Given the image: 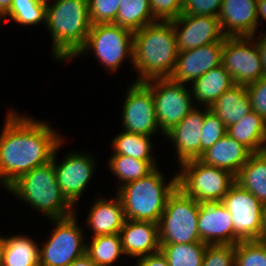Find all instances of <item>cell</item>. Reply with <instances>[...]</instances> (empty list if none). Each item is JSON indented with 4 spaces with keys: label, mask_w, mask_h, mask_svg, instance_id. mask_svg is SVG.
Wrapping results in <instances>:
<instances>
[{
    "label": "cell",
    "mask_w": 266,
    "mask_h": 266,
    "mask_svg": "<svg viewBox=\"0 0 266 266\" xmlns=\"http://www.w3.org/2000/svg\"><path fill=\"white\" fill-rule=\"evenodd\" d=\"M258 21L262 18L264 21L266 20V0H258Z\"/></svg>",
    "instance_id": "cell-46"
},
{
    "label": "cell",
    "mask_w": 266,
    "mask_h": 266,
    "mask_svg": "<svg viewBox=\"0 0 266 266\" xmlns=\"http://www.w3.org/2000/svg\"><path fill=\"white\" fill-rule=\"evenodd\" d=\"M86 244V254L98 266H110L123 254L120 234H108L93 237Z\"/></svg>",
    "instance_id": "cell-31"
},
{
    "label": "cell",
    "mask_w": 266,
    "mask_h": 266,
    "mask_svg": "<svg viewBox=\"0 0 266 266\" xmlns=\"http://www.w3.org/2000/svg\"><path fill=\"white\" fill-rule=\"evenodd\" d=\"M87 224L93 231V237L108 234H120L126 221L122 202L116 199H99L90 209Z\"/></svg>",
    "instance_id": "cell-22"
},
{
    "label": "cell",
    "mask_w": 266,
    "mask_h": 266,
    "mask_svg": "<svg viewBox=\"0 0 266 266\" xmlns=\"http://www.w3.org/2000/svg\"><path fill=\"white\" fill-rule=\"evenodd\" d=\"M68 266H98L94 261H92L87 254L82 257L75 259Z\"/></svg>",
    "instance_id": "cell-43"
},
{
    "label": "cell",
    "mask_w": 266,
    "mask_h": 266,
    "mask_svg": "<svg viewBox=\"0 0 266 266\" xmlns=\"http://www.w3.org/2000/svg\"><path fill=\"white\" fill-rule=\"evenodd\" d=\"M202 266H235V245H207Z\"/></svg>",
    "instance_id": "cell-37"
},
{
    "label": "cell",
    "mask_w": 266,
    "mask_h": 266,
    "mask_svg": "<svg viewBox=\"0 0 266 266\" xmlns=\"http://www.w3.org/2000/svg\"><path fill=\"white\" fill-rule=\"evenodd\" d=\"M13 0H0V18H2L10 9Z\"/></svg>",
    "instance_id": "cell-45"
},
{
    "label": "cell",
    "mask_w": 266,
    "mask_h": 266,
    "mask_svg": "<svg viewBox=\"0 0 266 266\" xmlns=\"http://www.w3.org/2000/svg\"><path fill=\"white\" fill-rule=\"evenodd\" d=\"M90 49L102 65L113 72L126 56L133 62V32L114 23L91 25L85 45L75 56Z\"/></svg>",
    "instance_id": "cell-8"
},
{
    "label": "cell",
    "mask_w": 266,
    "mask_h": 266,
    "mask_svg": "<svg viewBox=\"0 0 266 266\" xmlns=\"http://www.w3.org/2000/svg\"><path fill=\"white\" fill-rule=\"evenodd\" d=\"M199 209L200 203L177 187L168 197L158 223L160 244L200 242Z\"/></svg>",
    "instance_id": "cell-6"
},
{
    "label": "cell",
    "mask_w": 266,
    "mask_h": 266,
    "mask_svg": "<svg viewBox=\"0 0 266 266\" xmlns=\"http://www.w3.org/2000/svg\"><path fill=\"white\" fill-rule=\"evenodd\" d=\"M4 248H5V237L0 235V266H2L3 262Z\"/></svg>",
    "instance_id": "cell-47"
},
{
    "label": "cell",
    "mask_w": 266,
    "mask_h": 266,
    "mask_svg": "<svg viewBox=\"0 0 266 266\" xmlns=\"http://www.w3.org/2000/svg\"><path fill=\"white\" fill-rule=\"evenodd\" d=\"M206 243L160 244V251L166 257L169 266H202Z\"/></svg>",
    "instance_id": "cell-30"
},
{
    "label": "cell",
    "mask_w": 266,
    "mask_h": 266,
    "mask_svg": "<svg viewBox=\"0 0 266 266\" xmlns=\"http://www.w3.org/2000/svg\"><path fill=\"white\" fill-rule=\"evenodd\" d=\"M226 134L227 128L225 127L224 123L212 110H210L209 107H207L206 115L202 125L201 156Z\"/></svg>",
    "instance_id": "cell-35"
},
{
    "label": "cell",
    "mask_w": 266,
    "mask_h": 266,
    "mask_svg": "<svg viewBox=\"0 0 266 266\" xmlns=\"http://www.w3.org/2000/svg\"><path fill=\"white\" fill-rule=\"evenodd\" d=\"M151 136L142 134H136L132 132L123 131L114 137L112 141V148H114V154L125 155L133 157L135 159L148 161L154 168L156 163L154 157L151 156L152 142H150Z\"/></svg>",
    "instance_id": "cell-29"
},
{
    "label": "cell",
    "mask_w": 266,
    "mask_h": 266,
    "mask_svg": "<svg viewBox=\"0 0 266 266\" xmlns=\"http://www.w3.org/2000/svg\"><path fill=\"white\" fill-rule=\"evenodd\" d=\"M7 189L52 221L75 214L57 183L52 161L20 176Z\"/></svg>",
    "instance_id": "cell-5"
},
{
    "label": "cell",
    "mask_w": 266,
    "mask_h": 266,
    "mask_svg": "<svg viewBox=\"0 0 266 266\" xmlns=\"http://www.w3.org/2000/svg\"><path fill=\"white\" fill-rule=\"evenodd\" d=\"M126 95L122 111L124 130L152 136L160 128L152 91L143 82H135Z\"/></svg>",
    "instance_id": "cell-13"
},
{
    "label": "cell",
    "mask_w": 266,
    "mask_h": 266,
    "mask_svg": "<svg viewBox=\"0 0 266 266\" xmlns=\"http://www.w3.org/2000/svg\"><path fill=\"white\" fill-rule=\"evenodd\" d=\"M200 239L206 244H233V220L222 202L200 203L198 212Z\"/></svg>",
    "instance_id": "cell-18"
},
{
    "label": "cell",
    "mask_w": 266,
    "mask_h": 266,
    "mask_svg": "<svg viewBox=\"0 0 266 266\" xmlns=\"http://www.w3.org/2000/svg\"><path fill=\"white\" fill-rule=\"evenodd\" d=\"M124 254L142 257L160 251L158 223L127 220L120 231Z\"/></svg>",
    "instance_id": "cell-20"
},
{
    "label": "cell",
    "mask_w": 266,
    "mask_h": 266,
    "mask_svg": "<svg viewBox=\"0 0 266 266\" xmlns=\"http://www.w3.org/2000/svg\"><path fill=\"white\" fill-rule=\"evenodd\" d=\"M254 36L225 37L221 64L237 85H248L264 76ZM254 41V42H253Z\"/></svg>",
    "instance_id": "cell-11"
},
{
    "label": "cell",
    "mask_w": 266,
    "mask_h": 266,
    "mask_svg": "<svg viewBox=\"0 0 266 266\" xmlns=\"http://www.w3.org/2000/svg\"><path fill=\"white\" fill-rule=\"evenodd\" d=\"M153 94L156 120L162 134L166 135L195 107L193 97L184 83L170 78H157L143 82Z\"/></svg>",
    "instance_id": "cell-9"
},
{
    "label": "cell",
    "mask_w": 266,
    "mask_h": 266,
    "mask_svg": "<svg viewBox=\"0 0 266 266\" xmlns=\"http://www.w3.org/2000/svg\"><path fill=\"white\" fill-rule=\"evenodd\" d=\"M261 38L256 40L260 56H261V61L263 65V70H264V76H266V34H262L260 36Z\"/></svg>",
    "instance_id": "cell-42"
},
{
    "label": "cell",
    "mask_w": 266,
    "mask_h": 266,
    "mask_svg": "<svg viewBox=\"0 0 266 266\" xmlns=\"http://www.w3.org/2000/svg\"><path fill=\"white\" fill-rule=\"evenodd\" d=\"M11 18L18 24L37 25L46 18V4L38 0H13L9 11L2 17Z\"/></svg>",
    "instance_id": "cell-33"
},
{
    "label": "cell",
    "mask_w": 266,
    "mask_h": 266,
    "mask_svg": "<svg viewBox=\"0 0 266 266\" xmlns=\"http://www.w3.org/2000/svg\"><path fill=\"white\" fill-rule=\"evenodd\" d=\"M159 22L133 32L132 64L140 75L136 82L169 78L175 68L178 51L173 24Z\"/></svg>",
    "instance_id": "cell-2"
},
{
    "label": "cell",
    "mask_w": 266,
    "mask_h": 266,
    "mask_svg": "<svg viewBox=\"0 0 266 266\" xmlns=\"http://www.w3.org/2000/svg\"><path fill=\"white\" fill-rule=\"evenodd\" d=\"M258 0H223L218 15L226 37L255 36Z\"/></svg>",
    "instance_id": "cell-17"
},
{
    "label": "cell",
    "mask_w": 266,
    "mask_h": 266,
    "mask_svg": "<svg viewBox=\"0 0 266 266\" xmlns=\"http://www.w3.org/2000/svg\"><path fill=\"white\" fill-rule=\"evenodd\" d=\"M246 89L250 97L252 111L266 121V76L246 85Z\"/></svg>",
    "instance_id": "cell-40"
},
{
    "label": "cell",
    "mask_w": 266,
    "mask_h": 266,
    "mask_svg": "<svg viewBox=\"0 0 266 266\" xmlns=\"http://www.w3.org/2000/svg\"><path fill=\"white\" fill-rule=\"evenodd\" d=\"M137 266H169L166 257L161 251L142 256L137 260Z\"/></svg>",
    "instance_id": "cell-41"
},
{
    "label": "cell",
    "mask_w": 266,
    "mask_h": 266,
    "mask_svg": "<svg viewBox=\"0 0 266 266\" xmlns=\"http://www.w3.org/2000/svg\"><path fill=\"white\" fill-rule=\"evenodd\" d=\"M155 168L146 177L121 184L118 193L127 220L159 223L168 197L178 187V175L164 185V176Z\"/></svg>",
    "instance_id": "cell-4"
},
{
    "label": "cell",
    "mask_w": 266,
    "mask_h": 266,
    "mask_svg": "<svg viewBox=\"0 0 266 266\" xmlns=\"http://www.w3.org/2000/svg\"><path fill=\"white\" fill-rule=\"evenodd\" d=\"M251 154L247 147L226 134L205 151L199 160L208 166L227 170L236 176Z\"/></svg>",
    "instance_id": "cell-21"
},
{
    "label": "cell",
    "mask_w": 266,
    "mask_h": 266,
    "mask_svg": "<svg viewBox=\"0 0 266 266\" xmlns=\"http://www.w3.org/2000/svg\"><path fill=\"white\" fill-rule=\"evenodd\" d=\"M222 203L232 216L233 244L242 240H257L261 229L262 202L235 182Z\"/></svg>",
    "instance_id": "cell-12"
},
{
    "label": "cell",
    "mask_w": 266,
    "mask_h": 266,
    "mask_svg": "<svg viewBox=\"0 0 266 266\" xmlns=\"http://www.w3.org/2000/svg\"><path fill=\"white\" fill-rule=\"evenodd\" d=\"M257 240L266 243V205L263 206L261 229Z\"/></svg>",
    "instance_id": "cell-44"
},
{
    "label": "cell",
    "mask_w": 266,
    "mask_h": 266,
    "mask_svg": "<svg viewBox=\"0 0 266 266\" xmlns=\"http://www.w3.org/2000/svg\"><path fill=\"white\" fill-rule=\"evenodd\" d=\"M204 112L194 108L165 136L172 140L178 155L180 164L201 157V134Z\"/></svg>",
    "instance_id": "cell-19"
},
{
    "label": "cell",
    "mask_w": 266,
    "mask_h": 266,
    "mask_svg": "<svg viewBox=\"0 0 266 266\" xmlns=\"http://www.w3.org/2000/svg\"><path fill=\"white\" fill-rule=\"evenodd\" d=\"M178 187L199 203L222 202L231 186L236 182L235 175L227 170L204 164L199 159L180 164Z\"/></svg>",
    "instance_id": "cell-7"
},
{
    "label": "cell",
    "mask_w": 266,
    "mask_h": 266,
    "mask_svg": "<svg viewBox=\"0 0 266 266\" xmlns=\"http://www.w3.org/2000/svg\"><path fill=\"white\" fill-rule=\"evenodd\" d=\"M122 0H88L91 25L114 23Z\"/></svg>",
    "instance_id": "cell-36"
},
{
    "label": "cell",
    "mask_w": 266,
    "mask_h": 266,
    "mask_svg": "<svg viewBox=\"0 0 266 266\" xmlns=\"http://www.w3.org/2000/svg\"><path fill=\"white\" fill-rule=\"evenodd\" d=\"M151 12L157 21H172L182 14L184 0H149Z\"/></svg>",
    "instance_id": "cell-38"
},
{
    "label": "cell",
    "mask_w": 266,
    "mask_h": 266,
    "mask_svg": "<svg viewBox=\"0 0 266 266\" xmlns=\"http://www.w3.org/2000/svg\"><path fill=\"white\" fill-rule=\"evenodd\" d=\"M45 24L53 39V55L69 60L85 45L91 28L88 0H56L46 4Z\"/></svg>",
    "instance_id": "cell-3"
},
{
    "label": "cell",
    "mask_w": 266,
    "mask_h": 266,
    "mask_svg": "<svg viewBox=\"0 0 266 266\" xmlns=\"http://www.w3.org/2000/svg\"><path fill=\"white\" fill-rule=\"evenodd\" d=\"M224 42H215L179 52L175 68L169 77L178 83L193 82L222 61Z\"/></svg>",
    "instance_id": "cell-16"
},
{
    "label": "cell",
    "mask_w": 266,
    "mask_h": 266,
    "mask_svg": "<svg viewBox=\"0 0 266 266\" xmlns=\"http://www.w3.org/2000/svg\"><path fill=\"white\" fill-rule=\"evenodd\" d=\"M38 1L43 2V3H45V4L48 3V1H46V0H38Z\"/></svg>",
    "instance_id": "cell-48"
},
{
    "label": "cell",
    "mask_w": 266,
    "mask_h": 266,
    "mask_svg": "<svg viewBox=\"0 0 266 266\" xmlns=\"http://www.w3.org/2000/svg\"><path fill=\"white\" fill-rule=\"evenodd\" d=\"M192 83L193 99L209 108L225 91L235 85L232 76L222 64L210 69Z\"/></svg>",
    "instance_id": "cell-24"
},
{
    "label": "cell",
    "mask_w": 266,
    "mask_h": 266,
    "mask_svg": "<svg viewBox=\"0 0 266 266\" xmlns=\"http://www.w3.org/2000/svg\"><path fill=\"white\" fill-rule=\"evenodd\" d=\"M39 248L38 244L27 236H7L2 266H39Z\"/></svg>",
    "instance_id": "cell-27"
},
{
    "label": "cell",
    "mask_w": 266,
    "mask_h": 266,
    "mask_svg": "<svg viewBox=\"0 0 266 266\" xmlns=\"http://www.w3.org/2000/svg\"><path fill=\"white\" fill-rule=\"evenodd\" d=\"M156 21L149 0H122L114 24L136 32Z\"/></svg>",
    "instance_id": "cell-28"
},
{
    "label": "cell",
    "mask_w": 266,
    "mask_h": 266,
    "mask_svg": "<svg viewBox=\"0 0 266 266\" xmlns=\"http://www.w3.org/2000/svg\"><path fill=\"white\" fill-rule=\"evenodd\" d=\"M235 266H266V243L242 240L235 244Z\"/></svg>",
    "instance_id": "cell-34"
},
{
    "label": "cell",
    "mask_w": 266,
    "mask_h": 266,
    "mask_svg": "<svg viewBox=\"0 0 266 266\" xmlns=\"http://www.w3.org/2000/svg\"><path fill=\"white\" fill-rule=\"evenodd\" d=\"M171 22L175 30L178 53L215 42H224L226 37L218 17L181 14Z\"/></svg>",
    "instance_id": "cell-15"
},
{
    "label": "cell",
    "mask_w": 266,
    "mask_h": 266,
    "mask_svg": "<svg viewBox=\"0 0 266 266\" xmlns=\"http://www.w3.org/2000/svg\"><path fill=\"white\" fill-rule=\"evenodd\" d=\"M46 122L10 111L0 134V182L7 189L20 176L49 163L63 141Z\"/></svg>",
    "instance_id": "cell-1"
},
{
    "label": "cell",
    "mask_w": 266,
    "mask_h": 266,
    "mask_svg": "<svg viewBox=\"0 0 266 266\" xmlns=\"http://www.w3.org/2000/svg\"><path fill=\"white\" fill-rule=\"evenodd\" d=\"M223 0H184L182 14L218 17Z\"/></svg>",
    "instance_id": "cell-39"
},
{
    "label": "cell",
    "mask_w": 266,
    "mask_h": 266,
    "mask_svg": "<svg viewBox=\"0 0 266 266\" xmlns=\"http://www.w3.org/2000/svg\"><path fill=\"white\" fill-rule=\"evenodd\" d=\"M235 180L266 205V150L252 153Z\"/></svg>",
    "instance_id": "cell-26"
},
{
    "label": "cell",
    "mask_w": 266,
    "mask_h": 266,
    "mask_svg": "<svg viewBox=\"0 0 266 266\" xmlns=\"http://www.w3.org/2000/svg\"><path fill=\"white\" fill-rule=\"evenodd\" d=\"M55 230L44 246L39 248V266H68L86 254V244L76 215L54 219Z\"/></svg>",
    "instance_id": "cell-10"
},
{
    "label": "cell",
    "mask_w": 266,
    "mask_h": 266,
    "mask_svg": "<svg viewBox=\"0 0 266 266\" xmlns=\"http://www.w3.org/2000/svg\"><path fill=\"white\" fill-rule=\"evenodd\" d=\"M108 162L109 169L119 178V181L124 182L122 184L146 177L155 169L148 161L120 154H113Z\"/></svg>",
    "instance_id": "cell-32"
},
{
    "label": "cell",
    "mask_w": 266,
    "mask_h": 266,
    "mask_svg": "<svg viewBox=\"0 0 266 266\" xmlns=\"http://www.w3.org/2000/svg\"><path fill=\"white\" fill-rule=\"evenodd\" d=\"M225 127L239 122L252 111L250 97L245 85L235 84L225 91L210 107Z\"/></svg>",
    "instance_id": "cell-23"
},
{
    "label": "cell",
    "mask_w": 266,
    "mask_h": 266,
    "mask_svg": "<svg viewBox=\"0 0 266 266\" xmlns=\"http://www.w3.org/2000/svg\"><path fill=\"white\" fill-rule=\"evenodd\" d=\"M62 141L54 150L51 161L53 162L57 183L66 199L74 206L83 193L89 180L92 177L94 167V158L87 154L73 152L57 165V149ZM94 166V167H93Z\"/></svg>",
    "instance_id": "cell-14"
},
{
    "label": "cell",
    "mask_w": 266,
    "mask_h": 266,
    "mask_svg": "<svg viewBox=\"0 0 266 266\" xmlns=\"http://www.w3.org/2000/svg\"><path fill=\"white\" fill-rule=\"evenodd\" d=\"M227 134L252 153L266 150V121L254 111L228 126Z\"/></svg>",
    "instance_id": "cell-25"
}]
</instances>
